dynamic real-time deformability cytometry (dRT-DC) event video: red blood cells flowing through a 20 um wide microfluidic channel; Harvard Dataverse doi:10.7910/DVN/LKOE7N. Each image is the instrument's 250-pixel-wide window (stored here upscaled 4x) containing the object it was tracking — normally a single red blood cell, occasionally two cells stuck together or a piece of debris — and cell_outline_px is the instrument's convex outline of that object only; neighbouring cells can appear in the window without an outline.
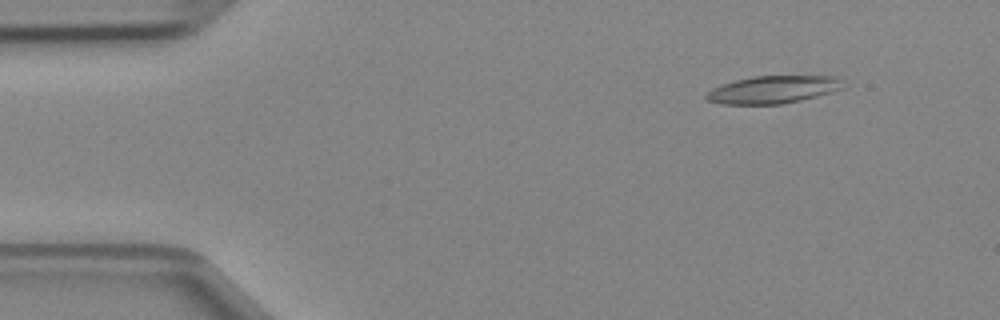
{"species": "Egyptian fruit bat (a non-hibernating species)", "species_latin": "Rousettus aegyptiacus", "temperature_condition": "cold", "stored_images_in_passage": 47, "camera_frame_rate_fps": 3000, "um_per_image_px": 0.085, "animal": {"sex": "female"}, "frame": {"image": 1, "passage_image": 5, "time_ms": 1.333, "image_size_px": [1000, 320], "cell_outline_px": [[844, 88], [832, 92], [800, 100], [780, 104], [720, 104], [708, 100], [704, 96], [712, 88], [720, 84], [752, 76], [844, 76]], "centroid_in_image_um": [65.76, 7.6], "position_along_channel_um": 19.2, "area_um2": 22.2}}
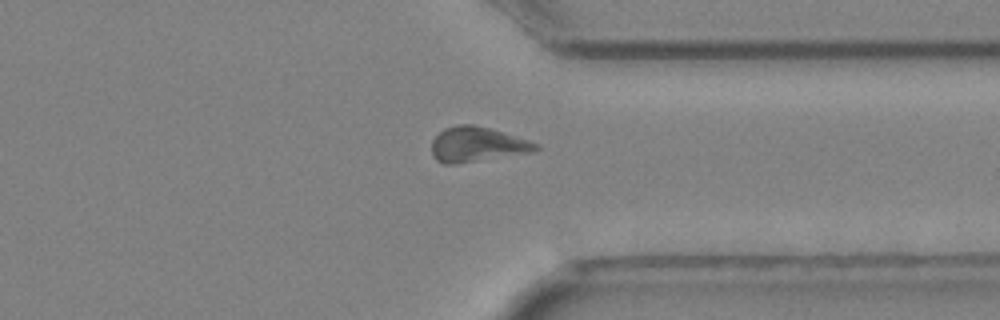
{"frame": {"image": 2, "passage_image": 36, "time_ms": 11.667, "image_size_px": [1000, 320], "cell_outline_px": [[540, 148], [536, 152], [456, 164], [444, 164], [436, 160], [432, 156], [432, 140], [444, 128], [456, 124], [472, 124], [488, 128], [528, 140], [540, 144]], "centroid_in_image_um": [40.56, 12.29], "position_along_channel_um": 370.8, "area_um2": 21.33}}
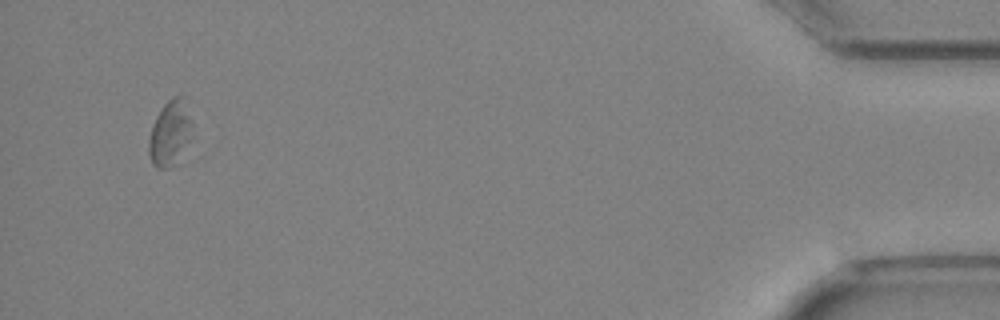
{"frame": {"image": 3, "passage_image": 45, "time_ms": 14.667, "image_size_px": [1000, 320], "cell_outline_px": [[192, 136], [184, 164], [168, 168], [156, 168], [152, 164], [148, 152], [148, 140], [152, 124], [156, 116], [164, 104], [172, 96], [188, 96], [192, 124]], "centroid_in_image_um": [14.54, 11.37], "position_along_channel_um": 420.7, "area_um2": 18.09}}